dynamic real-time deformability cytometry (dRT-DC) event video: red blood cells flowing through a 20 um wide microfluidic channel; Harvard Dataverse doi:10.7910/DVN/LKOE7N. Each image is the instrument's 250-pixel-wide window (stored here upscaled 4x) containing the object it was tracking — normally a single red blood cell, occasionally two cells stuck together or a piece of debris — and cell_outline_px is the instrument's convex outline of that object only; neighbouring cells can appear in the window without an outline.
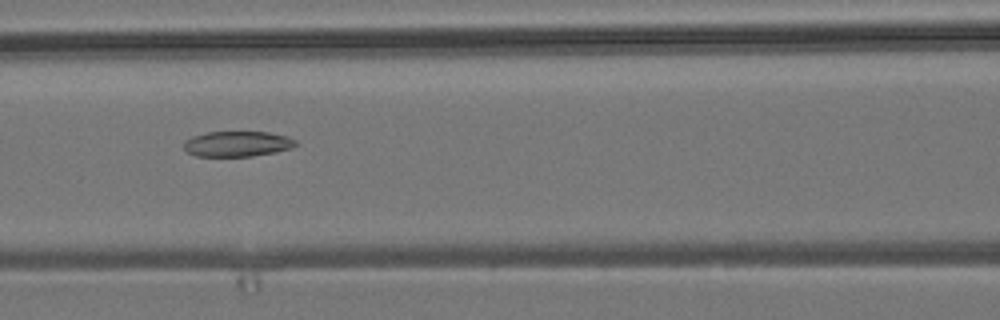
{"species": "common noctule bat (a hibernating species)", "species_latin": "Nyctalus noctula", "temperature_condition": "room temperature", "stored_images_in_passage": 9, "camera_frame_rate_fps": 3000, "um_per_image_px": 0.085, "animal": {"sex": "male", "body_mass_g": 19.2, "forearm_length_mm": 51.8}, "frame": {"image": 1, "passage_image": 7, "time_ms": 7.0, "image_size_px": [1000, 320], "cell_outline_px": [[296, 144], [292, 148], [276, 152], [252, 156], [196, 156], [188, 152], [184, 148], [184, 140], [192, 136], [208, 132], [268, 132], [288, 136], [296, 140]], "centroid_in_image_um": [20.18, 12.22], "position_along_channel_um": 146.4, "area_um2": 16.59}}
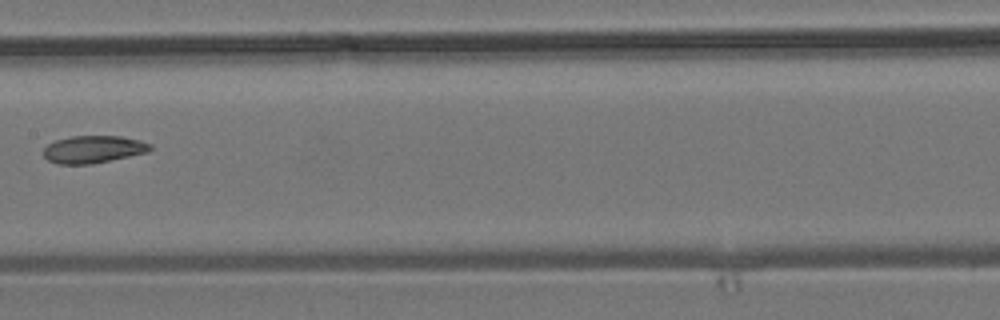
{"frame": {"image": 2, "passage_image": 8, "time_ms": 8.333, "image_size_px": [1000, 320], "cell_outline_px": [[152, 148], [148, 152], [92, 164], [60, 164], [48, 160], [44, 156], [44, 148], [48, 144], [56, 140], [72, 136], [120, 136], [140, 140], [152, 144]], "centroid_in_image_um": [7.95, 12.69], "position_along_channel_um": 199.5, "area_um2": 16.99}}
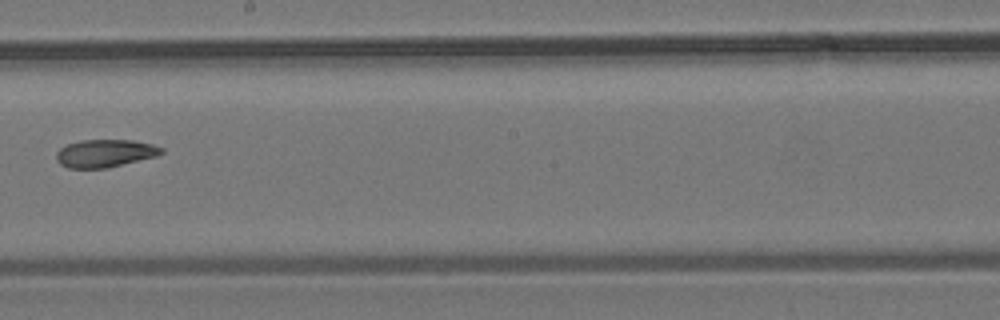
{"frame": {"image": 3, "passage_image": 9, "time_ms": 9.333, "image_size_px": [1000, 320], "cell_outline_px": [[164, 152], [156, 156], [108, 168], [68, 168], [60, 164], [56, 160], [56, 152], [60, 148], [68, 144], [80, 140], [132, 140], [152, 144], [164, 148]], "centroid_in_image_um": [8.92, 13.03], "position_along_channel_um": 239.3, "area_um2": 17.05}}